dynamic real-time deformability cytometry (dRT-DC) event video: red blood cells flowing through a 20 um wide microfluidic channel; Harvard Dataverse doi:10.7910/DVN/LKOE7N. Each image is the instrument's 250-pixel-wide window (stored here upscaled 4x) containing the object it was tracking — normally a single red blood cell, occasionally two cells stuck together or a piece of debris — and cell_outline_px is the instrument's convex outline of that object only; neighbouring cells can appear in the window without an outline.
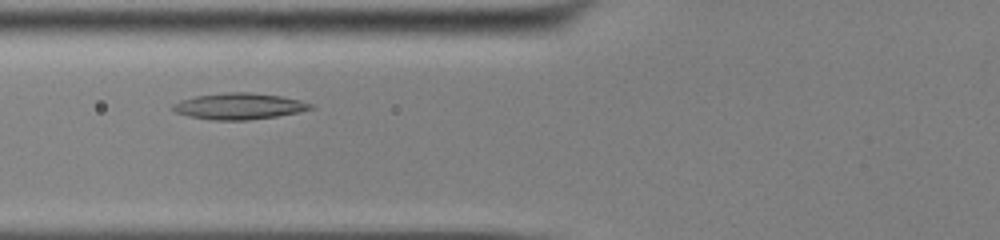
{"species": "common noctule bat (a hibernating species)", "species_latin": "Nyctalus noctula", "temperature_condition": "cold", "stored_images_in_passage": 44, "camera_frame_rate_fps": 3000, "um_per_image_px": 0.085, "animal": {"sex": "male", "body_mass_g": 13.0, "forearm_length_mm": 53.1}, "frame": {"image": 1, "passage_image": 12, "time_ms": 3.667, "image_size_px": [1000, 240], "cell_outline_px": [[316, 108], [300, 112], [276, 116], [248, 120], [212, 120], [188, 116], [176, 112], [172, 108], [172, 104], [180, 100], [196, 96], [228, 92], [248, 92], [280, 96], [300, 100], [312, 104]], "centroid_in_image_um": [20.33, 9.03], "position_along_channel_um": 105.5, "area_um2": 21.04}}
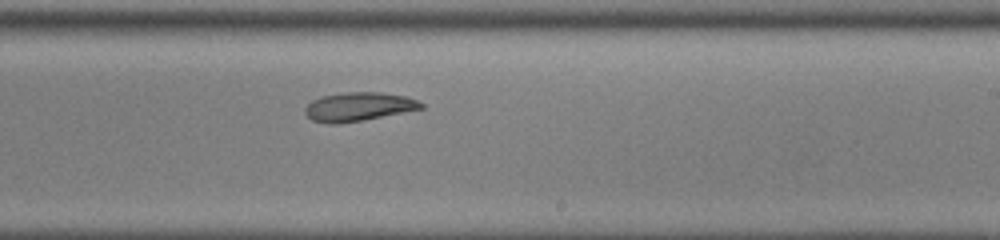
{"frame": {"image": 2, "passage_image": 24, "time_ms": 7.667, "image_size_px": [1000, 240], "cell_outline_px": [[424, 108], [360, 120], [336, 124], [328, 124], [312, 120], [304, 112], [304, 108], [312, 100], [320, 96], [344, 92], [380, 92], [404, 96], [416, 100], [424, 104]], "centroid_in_image_um": [30.42, 9.06], "position_along_channel_um": 258.6, "area_um2": 19.25}}
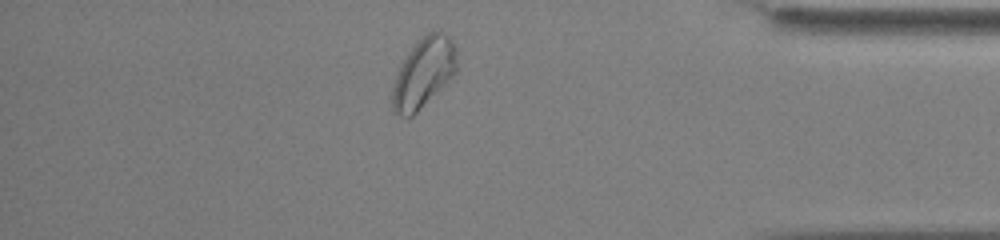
{"frame": {"image": 3, "passage_image": 37, "time_ms": 12.0, "image_size_px": [1000, 240], "cell_outline_px": [[456, 72], [412, 116], [400, 116], [392, 112], [392, 88], [396, 72], [400, 64], [408, 52], [428, 32], [440, 28], [452, 40], [456, 48]], "centroid_in_image_um": [35.98, 6.16], "position_along_channel_um": 399.2, "area_um2": 26.01}}